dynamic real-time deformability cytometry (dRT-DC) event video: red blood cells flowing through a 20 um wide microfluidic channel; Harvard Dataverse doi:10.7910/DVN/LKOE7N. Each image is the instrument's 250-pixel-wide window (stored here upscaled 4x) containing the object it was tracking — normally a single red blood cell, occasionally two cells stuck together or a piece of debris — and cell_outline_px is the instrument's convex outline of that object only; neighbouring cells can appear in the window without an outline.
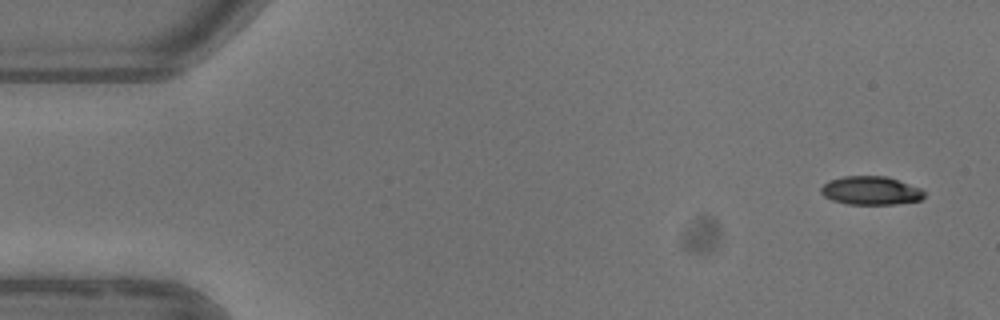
{"species": "common noctule bat (a hibernating species)", "species_latin": "Nyctalus noctula", "temperature_condition": "warm", "stored_images_in_passage": 5, "segment_of_instrument_passage": [1, 2], "camera_frame_rate_fps": 3000, "um_per_image_px": 0.085, "animal": {"sex": "female"}, "frame": {"image": 1, "passage_image": 1, "time_ms": 0.0, "image_size_px": [1000, 320], "cell_outline_px": [[924, 196], [920, 200], [896, 204], [848, 204], [832, 200], [824, 196], [820, 192], [820, 188], [828, 180], [844, 176], [888, 176], [920, 188], [924, 192]], "centroid_in_image_um": [73.99, 16.19], "position_along_channel_um": 11.0, "area_um2": 17.17}}